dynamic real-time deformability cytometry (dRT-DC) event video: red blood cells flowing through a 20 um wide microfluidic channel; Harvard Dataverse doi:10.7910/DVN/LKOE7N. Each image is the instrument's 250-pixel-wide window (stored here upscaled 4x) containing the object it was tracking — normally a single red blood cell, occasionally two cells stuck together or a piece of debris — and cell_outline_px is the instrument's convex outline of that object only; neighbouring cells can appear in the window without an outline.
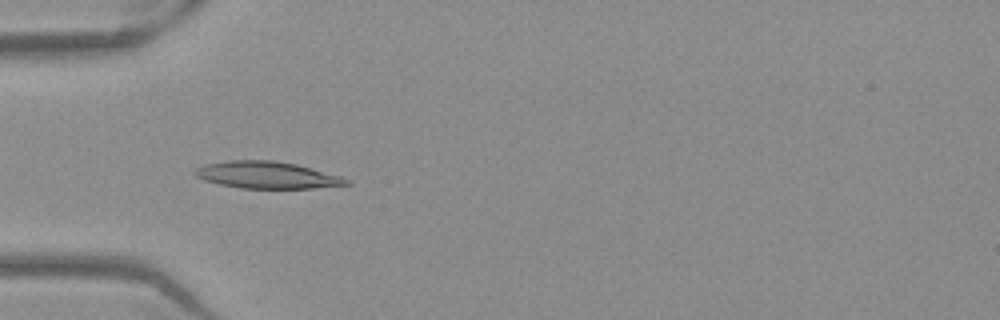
{"species": "Egyptian fruit bat (a non-hibernating species)", "species_latin": "Rousettus aegyptiacus", "temperature_condition": "warm", "stored_images_in_passage": 52, "camera_frame_rate_fps": 3000, "um_per_image_px": 0.085, "frame": {"image": 1, "passage_image": 17, "time_ms": 5.333, "image_size_px": [1000, 320], "cell_outline_px": [[352, 184], [312, 188], [240, 188], [220, 184], [204, 180], [196, 176], [192, 172], [196, 168], [204, 164], [228, 160], [272, 160], [296, 164], [340, 176], [352, 180]], "centroid_in_image_um": [22.68, 14.87], "position_along_channel_um": 62.3, "area_um2": 23.76}}
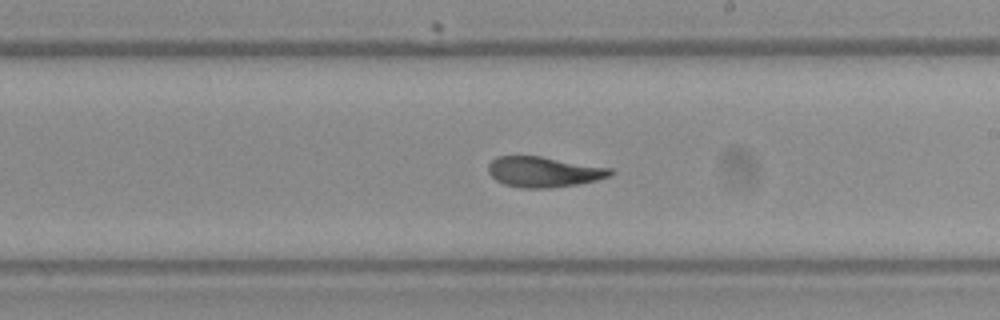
{"frame": {"image": 2, "passage_image": 31, "time_ms": 10.0, "image_size_px": [1000, 320], "cell_outline_px": [[616, 172], [612, 176], [580, 184], [552, 188], [520, 188], [504, 184], [496, 180], [488, 172], [488, 164], [496, 156], [540, 156], [612, 168]], "centroid_in_image_um": [46.25, 14.61], "position_along_channel_um": 242.7, "area_um2": 21.91}}
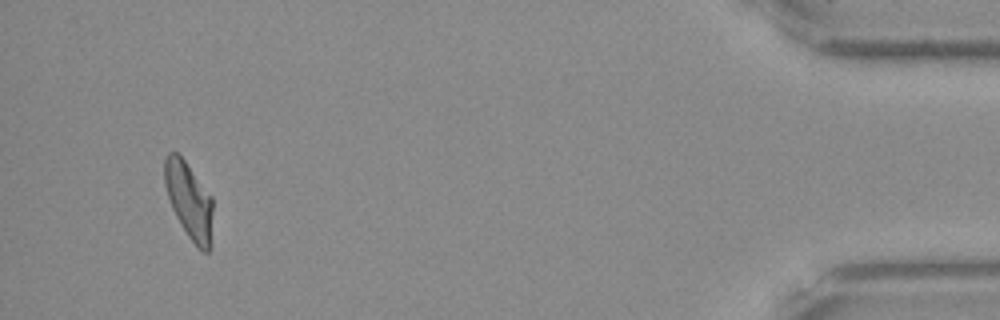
{"frame": {"image": 3, "passage_image": 50, "time_ms": 16.333, "image_size_px": [1000, 320], "cell_outline_px": [[212, 244], [208, 252], [204, 252], [196, 248], [188, 236], [176, 216], [172, 208], [164, 184], [164, 160], [168, 152], [176, 152], [184, 160], [212, 196]], "centroid_in_image_um": [16.08, 17.08], "position_along_channel_um": 419.1, "area_um2": 21.62}, "authors_computed_cell_mechanics": {"area_um2": 22.1085, "velocity_mm_per_s": 3.9194, "shape_relaxation_time_tau1_ms": null, "shape_relaxation_time_tau2_ms": 3.1593, "deformation_change_tau1": null, "deformation_change_tau2": 0.0919}}